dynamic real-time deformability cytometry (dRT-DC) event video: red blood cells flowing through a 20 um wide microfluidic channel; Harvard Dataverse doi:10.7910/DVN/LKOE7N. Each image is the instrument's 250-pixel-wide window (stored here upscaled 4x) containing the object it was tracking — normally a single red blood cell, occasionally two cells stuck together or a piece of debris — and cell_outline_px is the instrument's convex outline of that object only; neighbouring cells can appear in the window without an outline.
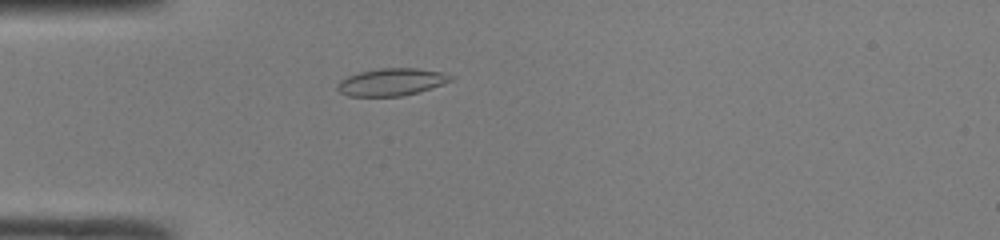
{"species": "common noctule bat (a hibernating species)", "species_latin": "Nyctalus noctula", "temperature_condition": "room temperature", "stored_images_in_passage": 36, "camera_frame_rate_fps": 3000, "um_per_image_px": 0.085, "animal": {"sex": "male", "body_mass_g": 19.0, "forearm_length_mm": 50.8}, "frame": {"image": 1, "passage_image": 2, "time_ms": 0.333, "image_size_px": [1000, 240], "cell_outline_px": [[456, 76], [452, 80], [404, 96], [348, 96], [340, 92], [336, 88], [336, 84], [340, 80], [348, 76], [360, 72], [380, 68], [416, 68], [444, 72]], "centroid_in_image_um": [33.26, 6.96], "position_along_channel_um": 51.7, "area_um2": 17.98}}
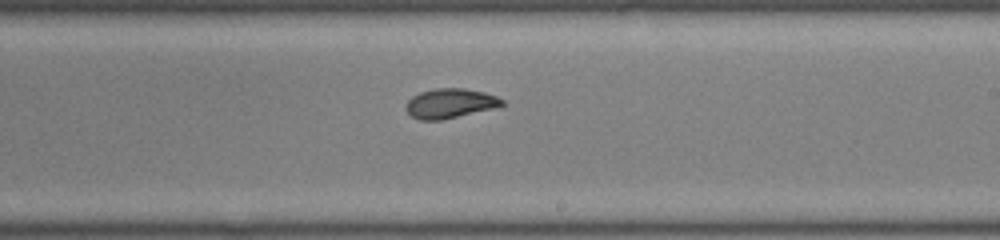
{"frame": {"image": 2, "passage_image": 17, "time_ms": 5.333, "image_size_px": [1000, 240], "cell_outline_px": [[504, 104], [492, 108], [440, 120], [420, 120], [412, 116], [404, 108], [404, 104], [412, 96], [420, 92], [436, 88], [464, 88], [484, 92], [496, 96], [504, 100]], "centroid_in_image_um": [38.2, 8.77], "position_along_channel_um": 250.8, "area_um2": 16.42}}
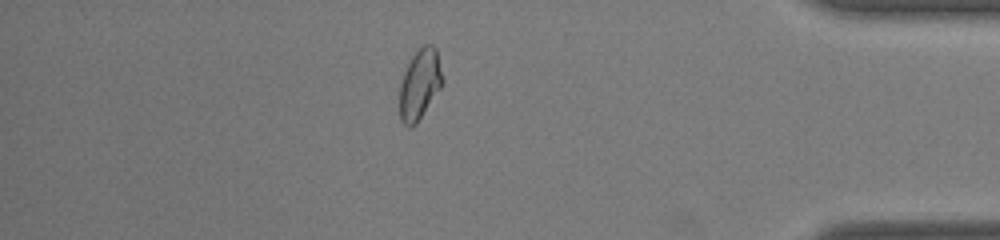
{"frame": {"image": 3, "passage_image": 30, "time_ms": 9.667, "image_size_px": [1000, 240], "cell_outline_px": [[444, 80], [440, 88], [416, 124], [412, 128], [408, 128], [400, 120], [400, 84], [404, 72], [412, 56], [424, 44], [432, 44], [436, 48]], "centroid_in_image_um": [35.68, 7.17], "position_along_channel_um": 399.5, "area_um2": 17.46}, "authors_computed_cell_mechanics": {"area_um2": 16.8487, "velocity_mm_per_s": 4.2014, "shape_relaxation_time_tau1_ms": 3.9669, "shape_relaxation_time_tau2_ms": 1.3279, "deformation_change_tau1": 0.1453, "deformation_change_tau2": 0.0472}}